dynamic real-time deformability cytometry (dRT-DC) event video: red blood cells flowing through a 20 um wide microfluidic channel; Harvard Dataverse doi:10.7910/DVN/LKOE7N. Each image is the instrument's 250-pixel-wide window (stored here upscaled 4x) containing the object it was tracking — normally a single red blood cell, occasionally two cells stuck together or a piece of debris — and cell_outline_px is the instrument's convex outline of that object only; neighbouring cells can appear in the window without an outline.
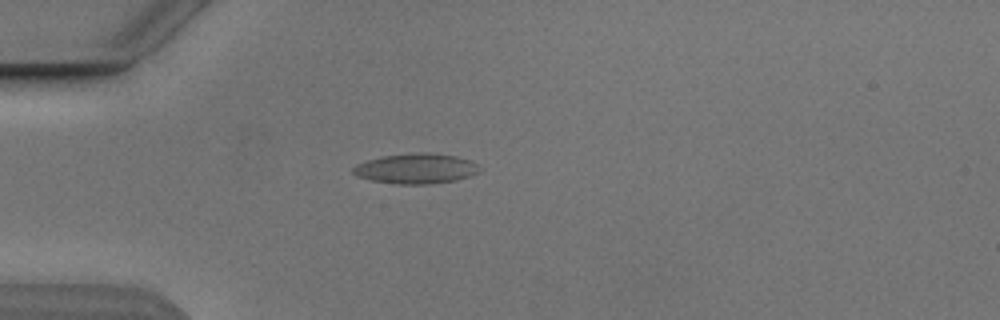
{"species": "Egyptian fruit bat (a non-hibernating species)", "species_latin": "Rousettus aegyptiacus", "temperature_condition": "cold", "stored_images_in_passage": 1, "camera_frame_rate_fps": 3000, "um_per_image_px": 0.085, "animal": {"sex": "male"}, "frame": {"image": 1, "passage_image": 1, "time_ms": 0.0, "image_size_px": [1000, 320], "cell_outline_px": [[480, 172], [472, 176], [456, 180], [428, 184], [396, 184], [372, 180], [356, 176], [352, 172], [352, 168], [356, 164], [368, 160], [384, 156], [456, 156], [468, 160], [476, 164]], "centroid_in_image_um": [35.33, 14.4], "position_along_channel_um": 49.7, "area_um2": 20.98}}